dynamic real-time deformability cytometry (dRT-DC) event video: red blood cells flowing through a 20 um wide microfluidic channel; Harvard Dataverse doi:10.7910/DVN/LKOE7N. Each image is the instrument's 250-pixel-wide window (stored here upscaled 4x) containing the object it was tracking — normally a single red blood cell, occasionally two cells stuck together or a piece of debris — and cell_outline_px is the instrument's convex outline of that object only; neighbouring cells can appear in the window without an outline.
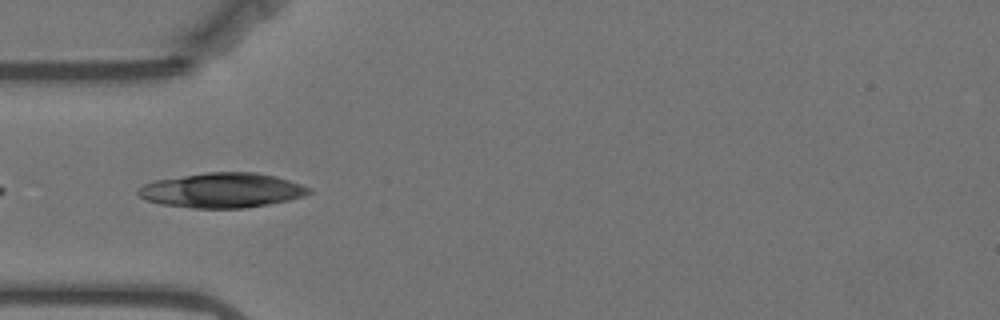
{"species": "Egyptian fruit bat (a non-hibernating species)", "species_latin": "Rousettus aegyptiacus", "temperature_condition": "warm", "stored_images_in_passage": 41, "camera_frame_rate_fps": 3000, "um_per_image_px": 0.085, "animal": {"sex": "female"}, "frame": {"image": 1, "passage_image": 2, "time_ms": 0.333, "image_size_px": [1000, 320], "cell_outline_px": [[312, 192], [304, 196], [288, 200], [268, 204], [240, 208], [192, 208], [160, 204], [144, 200], [136, 192], [136, 188], [144, 184], [156, 180], [208, 172], [256, 172], [276, 176], [312, 188]], "centroid_in_image_um": [18.85, 16.18], "position_along_channel_um": 66.1, "area_um2": 34.62}}
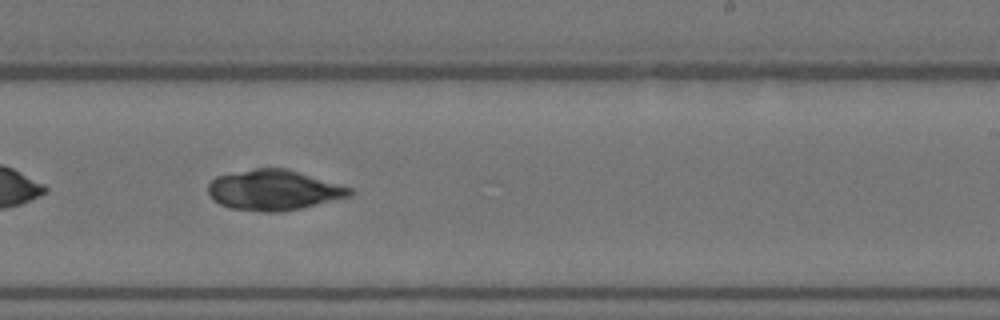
{"frame": {"image": 2, "passage_image": 19, "time_ms": 6.0, "image_size_px": [1000, 320], "cell_outline_px": [[352, 196], [300, 208], [280, 212], [264, 212], [228, 208], [212, 200], [208, 192], [208, 184], [216, 176], [256, 168], [288, 168], [352, 188]], "centroid_in_image_um": [23.25, 16.16], "position_along_channel_um": 265.7, "area_um2": 33.35}}
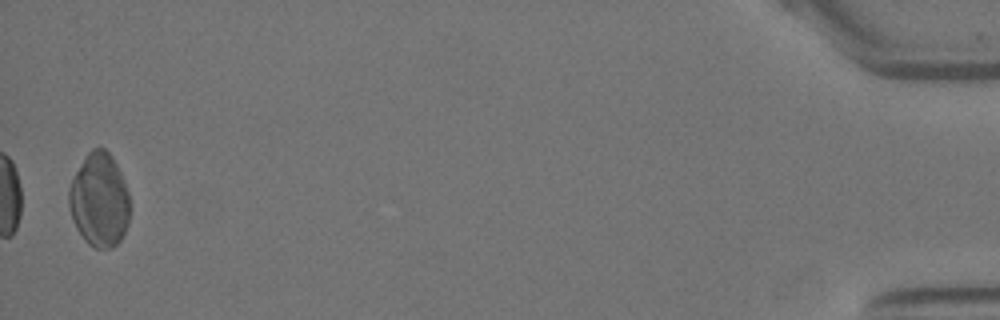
{"frame": {"image": 3, "passage_image": 41, "time_ms": 13.333, "image_size_px": [1000, 320], "cell_outline_px": [[132, 208], [128, 224], [120, 240], [112, 248], [96, 248], [88, 244], [84, 240], [76, 228], [72, 220], [68, 208], [68, 188], [76, 172], [88, 152], [92, 148], [104, 148], [112, 156], [120, 172], [128, 192]], "centroid_in_image_um": [8.45, 17.03], "position_along_channel_um": 426.8, "area_um2": 33.64}}